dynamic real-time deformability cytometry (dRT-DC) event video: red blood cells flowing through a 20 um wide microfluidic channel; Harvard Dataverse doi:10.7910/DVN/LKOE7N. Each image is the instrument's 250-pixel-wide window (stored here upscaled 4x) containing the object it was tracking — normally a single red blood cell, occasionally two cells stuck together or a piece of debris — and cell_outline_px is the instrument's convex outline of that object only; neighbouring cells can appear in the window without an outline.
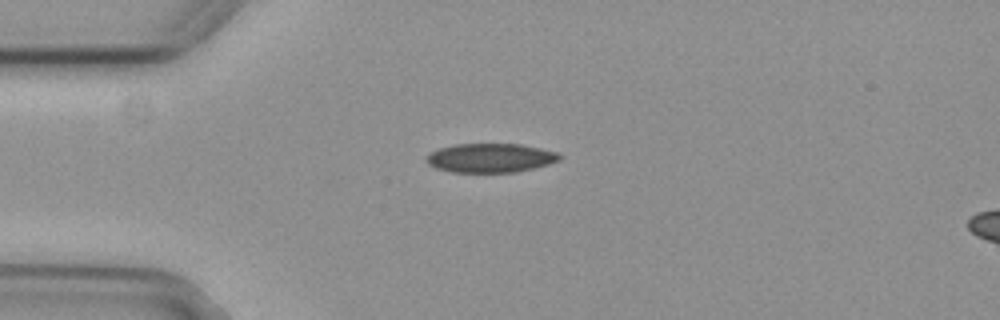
{"species": "common noctule bat (a hibernating species)", "species_latin": "Nyctalus noctula", "temperature_condition": "cold", "stored_images_in_passage": 3, "camera_frame_rate_fps": 3000, "um_per_image_px": 0.085, "animal": {"sex": "female", "body_mass_g": 29.2, "forearm_length_mm": 56.3}, "frame": {"image": 1, "passage_image": 1, "time_ms": 0.0, "image_size_px": [1000, 320], "cell_outline_px": [[564, 156], [560, 160], [548, 164], [516, 172], [452, 172], [436, 168], [428, 164], [424, 160], [424, 156], [440, 148], [456, 144], [520, 144], [560, 152]], "centroid_in_image_um": [41.7, 13.42], "position_along_channel_um": 43.3, "area_um2": 22.66}}
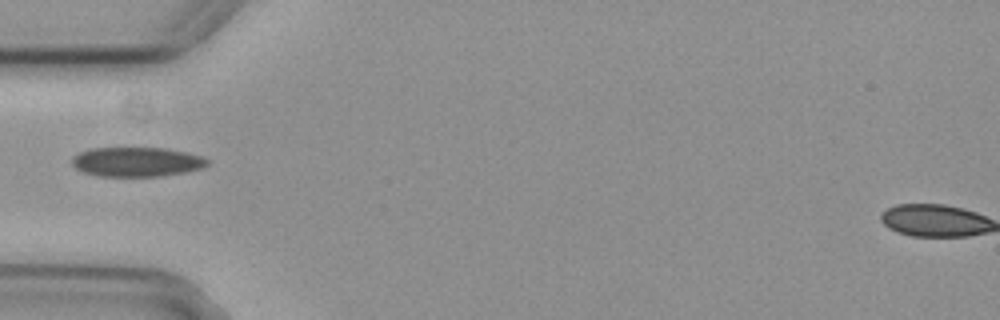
{"frame": {"image": 2, "passage_image": 2, "time_ms": 0.333, "image_size_px": [1000, 320], "cell_outline_px": [[208, 164], [204, 168], [188, 172], [160, 176], [96, 176], [84, 172], [76, 168], [72, 164], [72, 156], [80, 152], [92, 148], [164, 148], [188, 152], [200, 156], [208, 160]], "centroid_in_image_um": [11.64, 13.76], "position_along_channel_um": 73.4, "area_um2": 23.35}}
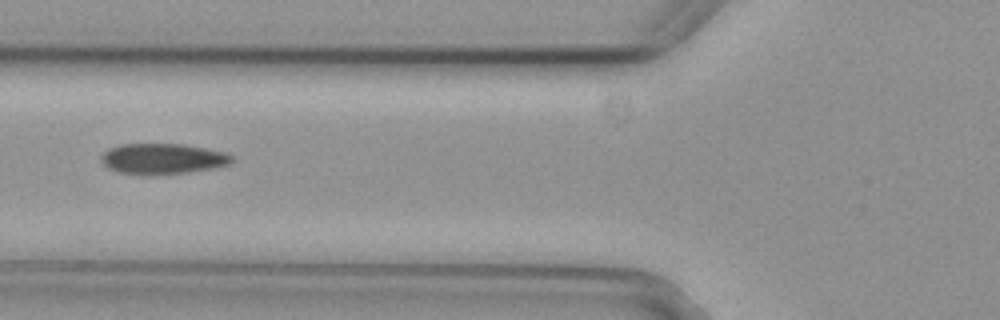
{"frame": {"image": 3, "passage_image": 3, "time_ms": 0.667, "image_size_px": [1000, 320], "cell_outline_px": [[232, 160], [228, 164], [212, 168], [188, 172], [120, 172], [108, 168], [100, 160], [100, 156], [108, 148], [120, 144], [184, 144], [224, 152], [232, 156]], "centroid_in_image_um": [13.8, 13.44], "position_along_channel_um": 112.0, "area_um2": 22.37}}